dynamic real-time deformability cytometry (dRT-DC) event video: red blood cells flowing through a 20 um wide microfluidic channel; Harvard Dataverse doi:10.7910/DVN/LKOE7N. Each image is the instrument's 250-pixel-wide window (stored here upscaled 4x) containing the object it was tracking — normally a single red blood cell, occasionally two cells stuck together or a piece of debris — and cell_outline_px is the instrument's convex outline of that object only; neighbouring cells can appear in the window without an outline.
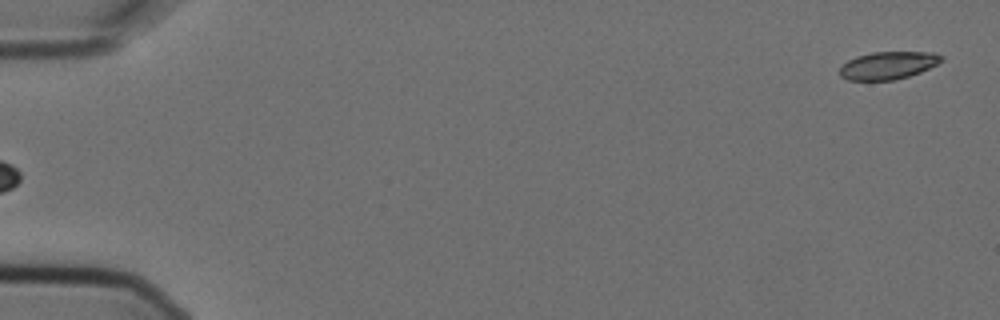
{"species": "Egyptian fruit bat (a non-hibernating species)", "species_latin": "Rousettus aegyptiacus", "temperature_condition": "cold", "stored_images_in_passage": 5, "segment_of_instrument_passage": [2, 2], "camera_frame_rate_fps": 3000, "um_per_image_px": 0.085, "animal": {"sex": "female"}, "frame": {"image": 1, "passage_image": 5, "time_ms": 1.333, "image_size_px": [1000, 320], "cell_outline_px": [[944, 60], [920, 72], [908, 76], [892, 80], [848, 80], [840, 76], [840, 68], [848, 60], [856, 56], [872, 52], [932, 52], [944, 56]], "centroid_in_image_um": [75.49, 5.55], "position_along_channel_um": 9.5, "area_um2": 16.3}}